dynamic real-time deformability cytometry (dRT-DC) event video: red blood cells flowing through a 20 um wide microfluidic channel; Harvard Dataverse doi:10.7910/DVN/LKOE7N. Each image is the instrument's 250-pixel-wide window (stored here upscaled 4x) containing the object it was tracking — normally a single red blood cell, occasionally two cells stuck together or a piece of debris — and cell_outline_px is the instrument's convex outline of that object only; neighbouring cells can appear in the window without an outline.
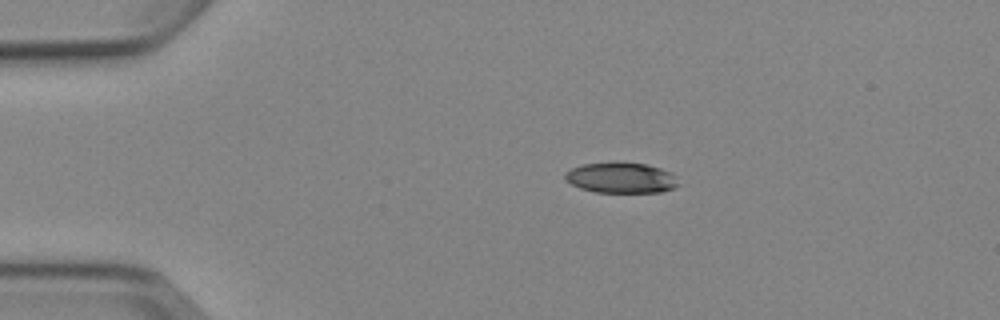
{"species": "Egyptian fruit bat (a non-hibernating species)", "species_latin": "Rousettus aegyptiacus", "temperature_condition": "cold", "stored_images_in_passage": 5, "camera_frame_rate_fps": 3000, "um_per_image_px": 0.085, "animal": {"sex": "female"}, "frame": {"image": 1, "passage_image": 2, "time_ms": 1.333, "image_size_px": [1000, 320], "cell_outline_px": [[680, 184], [676, 188], [660, 192], [596, 192], [580, 188], [564, 180], [564, 172], [572, 168], [584, 164], [616, 160], [644, 164], [660, 168], [672, 172], [676, 176]], "centroid_in_image_um": [52.8, 15.09], "position_along_channel_um": 32.2, "area_um2": 20.75}}
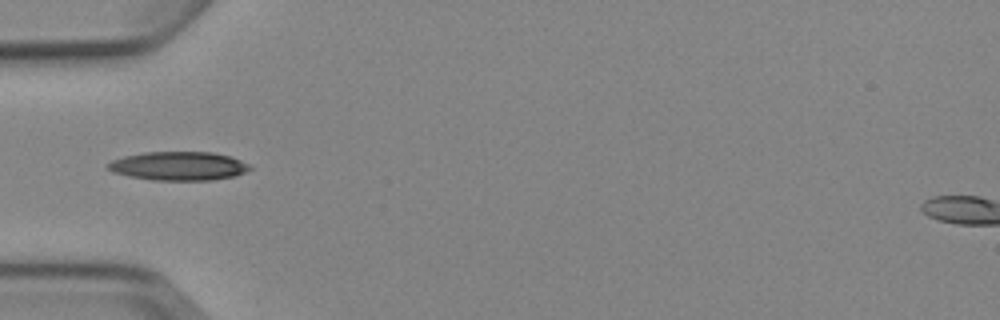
{"frame": {"image": 2, "passage_image": 4, "time_ms": 3.667, "image_size_px": [1000, 320], "cell_outline_px": [[252, 168], [236, 176], [212, 180], [152, 180], [128, 176], [112, 172], [104, 164], [112, 160], [124, 156], [144, 152], [212, 152], [228, 156], [240, 160], [248, 164]], "centroid_in_image_um": [15.14, 14.11], "position_along_channel_um": 69.9, "area_um2": 23.81}}
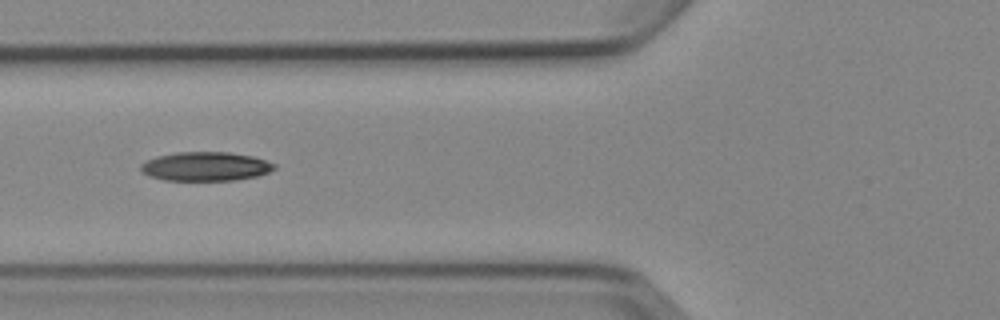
{"frame": {"image": 3, "passage_image": 5, "time_ms": 4.667, "image_size_px": [1000, 320], "cell_outline_px": [[276, 168], [268, 172], [256, 176], [236, 180], [164, 180], [148, 176], [140, 172], [140, 164], [156, 156], [176, 152], [228, 152], [252, 156], [276, 164]], "centroid_in_image_um": [17.43, 14.14], "position_along_channel_um": 108.4, "area_um2": 22.6}}